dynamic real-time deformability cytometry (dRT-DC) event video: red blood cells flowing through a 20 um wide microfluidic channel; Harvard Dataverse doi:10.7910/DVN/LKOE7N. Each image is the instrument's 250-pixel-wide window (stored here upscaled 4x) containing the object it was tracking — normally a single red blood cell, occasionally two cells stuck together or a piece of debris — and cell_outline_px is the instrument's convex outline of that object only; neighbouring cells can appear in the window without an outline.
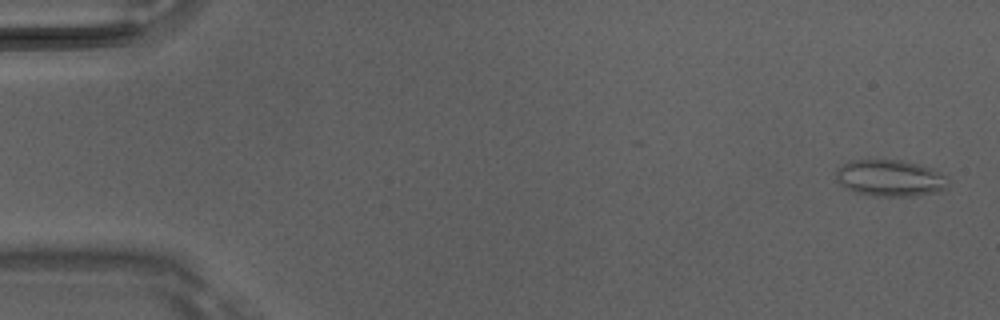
{"species": "Egyptian fruit bat (a non-hibernating species)", "species_latin": "Rousettus aegyptiacus", "temperature_condition": "room temperature", "stored_images_in_passage": 5, "camera_frame_rate_fps": 3000, "um_per_image_px": 0.085, "animal": {"sex": "male"}, "frame": {"image": 1, "passage_image": 1, "time_ms": 0.0, "image_size_px": [1000, 320], "cell_outline_px": [[948, 188], [936, 192], [912, 196], [876, 196], [856, 192], [844, 188], [836, 180], [836, 168], [848, 160], [900, 160], [932, 168], [948, 176]], "centroid_in_image_um": [75.65, 15.14], "position_along_channel_um": 9.4, "area_um2": 24.1}}